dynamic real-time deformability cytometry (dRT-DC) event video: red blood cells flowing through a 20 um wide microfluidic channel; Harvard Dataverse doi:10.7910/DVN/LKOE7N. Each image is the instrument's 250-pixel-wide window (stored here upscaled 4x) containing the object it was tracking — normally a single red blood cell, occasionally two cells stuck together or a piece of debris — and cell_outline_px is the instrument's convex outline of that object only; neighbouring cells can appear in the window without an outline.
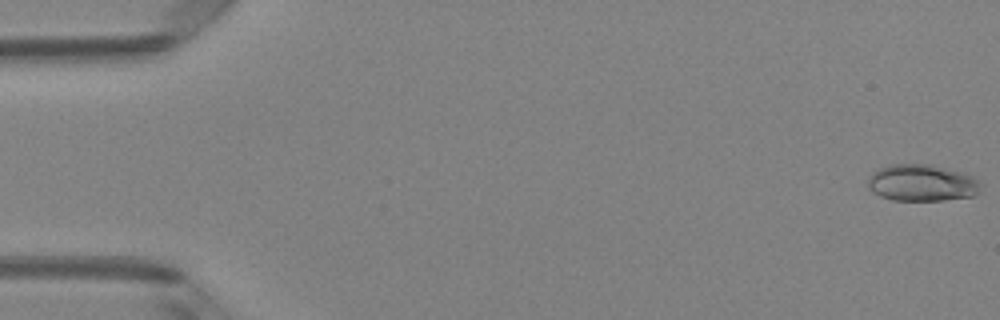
{"species": "Egyptian fruit bat (a non-hibernating species)", "species_latin": "Rousettus aegyptiacus", "temperature_condition": "room temperature", "stored_images_in_passage": 50, "camera_frame_rate_fps": 3000, "um_per_image_px": 0.085, "animal": {"sex": "female"}, "frame": {"image": 1, "passage_image": 1, "time_ms": 0.0, "image_size_px": [1000, 320], "cell_outline_px": [[980, 184], [976, 192], [972, 196], [944, 200], [892, 200], [880, 196], [872, 192], [868, 188], [868, 180], [872, 172], [888, 164], [932, 164], [960, 172], [972, 176]], "centroid_in_image_um": [78.29, 15.54], "position_along_channel_um": 6.7, "area_um2": 23.99}}
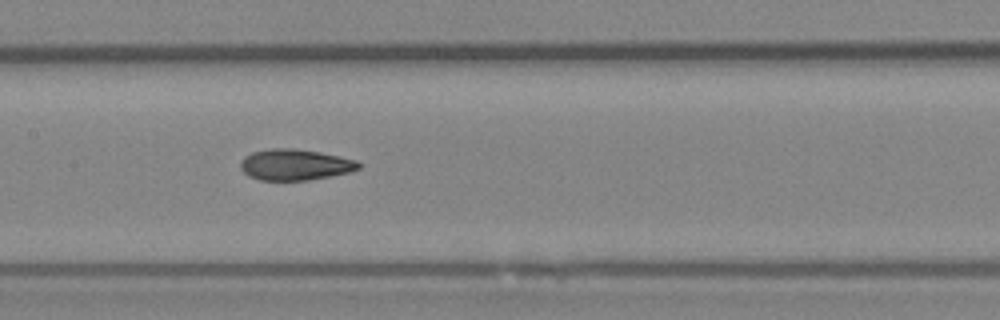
{"frame": {"image": 2, "passage_image": 25, "time_ms": 8.0, "image_size_px": [1000, 320], "cell_outline_px": [[360, 168], [352, 172], [308, 180], [260, 180], [248, 176], [240, 168], [240, 164], [244, 156], [252, 152], [272, 148], [292, 148], [320, 152], [340, 156], [356, 160], [360, 164]], "centroid_in_image_um": [25.08, 14.0], "position_along_channel_um": 182.3, "area_um2": 21.44}}
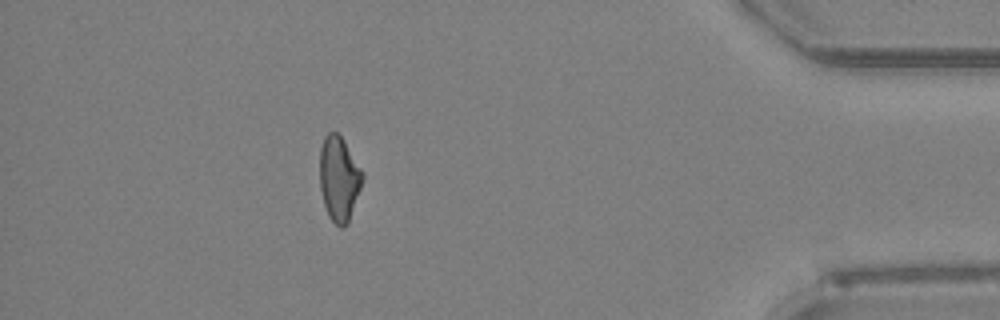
{"frame": {"image": 3, "passage_image": 45, "time_ms": 14.667, "image_size_px": [1000, 320], "cell_outline_px": [[364, 180], [348, 224], [344, 228], [340, 228], [328, 216], [324, 204], [320, 188], [320, 148], [324, 136], [328, 132], [336, 132], [340, 136], [364, 172]], "centroid_in_image_um": [28.83, 15.21], "position_along_channel_um": 406.4, "area_um2": 21.27}, "authors_computed_cell_mechanics": {"area_um2": 21.5883, "velocity_mm_per_s": 4.0794, "shape_relaxation_time_tau1_ms": 7.8307, "shape_relaxation_time_tau2_ms": 2.8325, "deformation_change_tau1": 0.1841, "deformation_change_tau2": 0.1012}}